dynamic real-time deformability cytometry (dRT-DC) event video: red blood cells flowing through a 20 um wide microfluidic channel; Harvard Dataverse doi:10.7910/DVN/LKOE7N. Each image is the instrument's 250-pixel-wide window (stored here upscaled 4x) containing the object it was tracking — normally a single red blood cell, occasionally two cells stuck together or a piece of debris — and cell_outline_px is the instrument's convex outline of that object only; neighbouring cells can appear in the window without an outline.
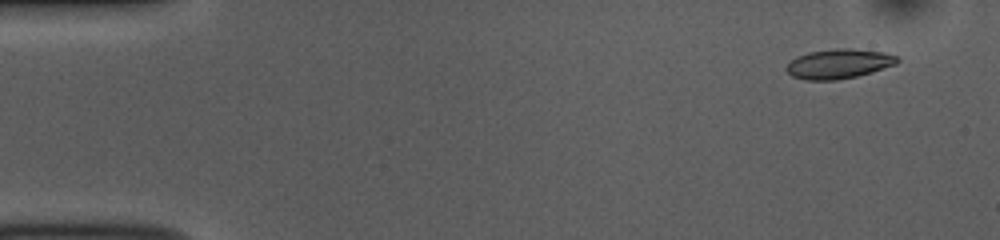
{"species": "common noctule bat (a hibernating species)", "species_latin": "Nyctalus noctula", "temperature_condition": "room temperature", "stored_images_in_passage": 52, "camera_frame_rate_fps": 3000, "um_per_image_px": 0.085, "animal": {"sex": "female", "body_mass_g": 10.0, "forearm_length_mm": 53.1}, "frame": {"image": 1, "passage_image": 4, "time_ms": 1.0, "image_size_px": [1000, 240], "cell_outline_px": [[900, 60], [896, 64], [872, 72], [856, 76], [836, 80], [804, 80], [792, 76], [784, 68], [796, 56], [808, 52], [836, 48], [848, 48], [884, 52], [900, 56]], "centroid_in_image_um": [71.31, 5.42], "position_along_channel_um": 13.7, "area_um2": 19.25}}
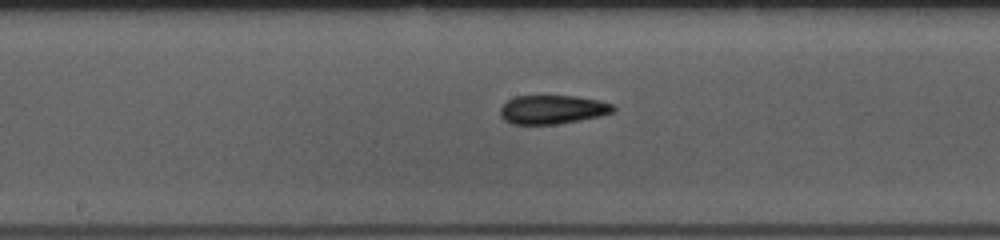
{"frame": {"image": 2, "passage_image": 27, "time_ms": 8.667, "image_size_px": [1000, 240], "cell_outline_px": [[616, 108], [612, 112], [600, 116], [580, 120], [556, 124], [512, 124], [504, 120], [500, 116], [500, 108], [512, 96], [576, 96], [600, 100], [612, 104]], "centroid_in_image_um": [46.95, 9.31], "position_along_channel_um": 201.3, "area_um2": 19.02}}
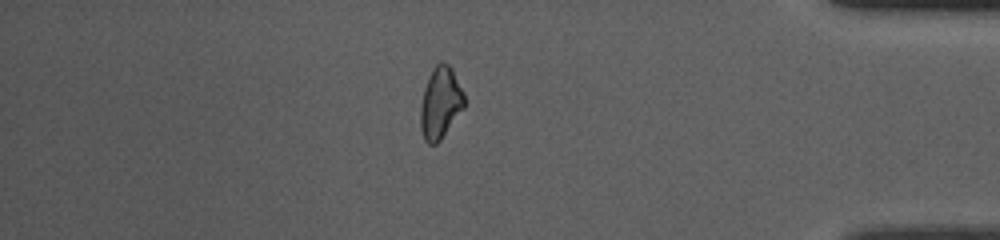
{"frame": {"image": 3, "passage_image": 45, "time_ms": 14.667, "image_size_px": [1000, 240], "cell_outline_px": [[464, 108], [440, 140], [436, 144], [428, 144], [424, 140], [420, 128], [420, 104], [424, 88], [428, 76], [432, 68], [440, 60], [448, 64], [452, 68], [464, 92]], "centroid_in_image_um": [37.42, 8.72], "position_along_channel_um": 397.8, "area_um2": 18.55}, "authors_computed_cell_mechanics": {"area_um2": 18.7561, "velocity_mm_per_s": 3.8409, "shape_relaxation_time_tau1_ms": null, "shape_relaxation_time_tau2_ms": 3.2778, "deformation_change_tau1": null, "deformation_change_tau2": 0.1005}}